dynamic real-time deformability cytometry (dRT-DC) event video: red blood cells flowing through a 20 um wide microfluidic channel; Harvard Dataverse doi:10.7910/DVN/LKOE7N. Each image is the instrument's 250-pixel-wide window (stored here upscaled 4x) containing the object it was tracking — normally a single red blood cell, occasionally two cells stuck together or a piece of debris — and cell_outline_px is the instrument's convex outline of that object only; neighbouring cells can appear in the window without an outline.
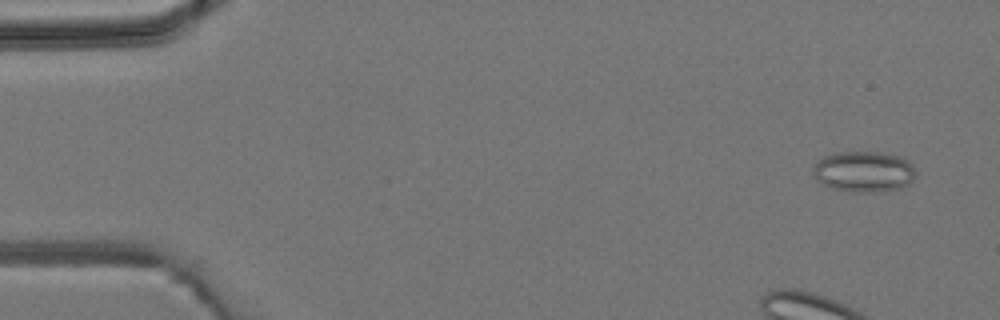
{"species": "common noctule bat (a hibernating species)", "species_latin": "Nyctalus noctula", "temperature_condition": "room temperature", "stored_images_in_passage": 4, "camera_frame_rate_fps": 3000, "um_per_image_px": 0.085, "animal": {"sex": "male", "body_mass_g": 19.2, "forearm_length_mm": 51.8}, "frame": {"image": 1, "passage_image": 1, "time_ms": 0.0, "image_size_px": [1000, 320], "cell_outline_px": [[916, 172], [912, 180], [908, 184], [900, 188], [872, 192], [848, 192], [832, 188], [816, 180], [812, 172], [816, 164], [824, 156], [836, 152], [876, 152], [900, 156], [908, 160], [912, 164]], "centroid_in_image_um": [73.43, 14.59], "position_along_channel_um": 11.6, "area_um2": 24.39}}